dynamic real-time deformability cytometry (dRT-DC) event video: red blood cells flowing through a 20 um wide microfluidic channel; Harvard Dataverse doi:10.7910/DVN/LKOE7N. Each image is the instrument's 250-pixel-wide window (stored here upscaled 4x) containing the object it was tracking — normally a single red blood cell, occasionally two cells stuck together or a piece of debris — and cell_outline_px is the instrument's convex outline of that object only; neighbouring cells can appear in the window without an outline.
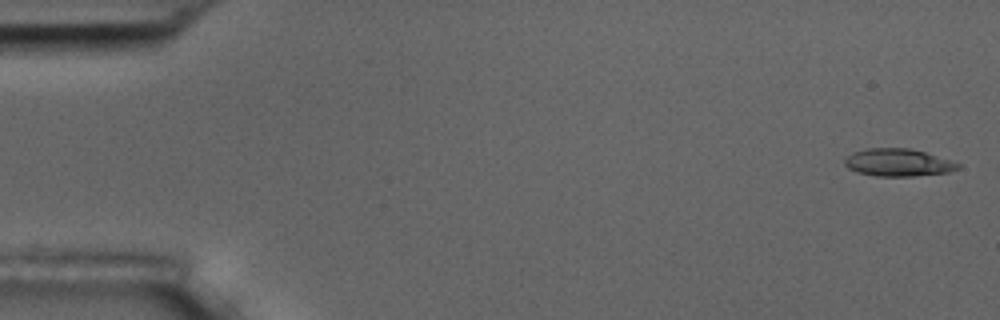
{"species": "common noctule bat (a hibernating species)", "species_latin": "Nyctalus noctula", "temperature_condition": "room temperature", "stored_images_in_passage": 15, "camera_frame_rate_fps": 3000, "um_per_image_px": 0.085, "animal": {"sex": "male", "body_mass_g": 17.5, "forearm_length_mm": 52.3}, "frame": {"image": 1, "passage_image": 1, "time_ms": 0.0, "image_size_px": [1000, 320], "cell_outline_px": [[960, 168], [948, 172], [912, 176], [876, 176], [856, 172], [848, 168], [844, 164], [844, 160], [852, 152], [868, 148], [912, 148], [960, 164]], "centroid_in_image_um": [76.29, 13.81], "position_along_channel_um": 8.7, "area_um2": 18.03}}
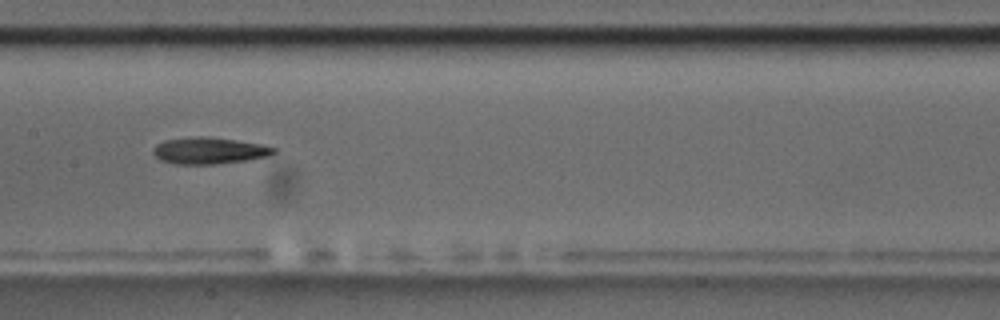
{"frame": {"image": 2, "passage_image": 8, "time_ms": 8.667, "image_size_px": [1000, 320], "cell_outline_px": [[276, 152], [268, 156], [244, 160], [216, 164], [176, 164], [160, 160], [152, 152], [152, 148], [156, 144], [164, 140], [196, 136], [208, 136], [236, 140], [260, 144], [276, 148]], "centroid_in_image_um": [17.74, 12.8], "position_along_channel_um": 189.7, "area_um2": 18.67}}
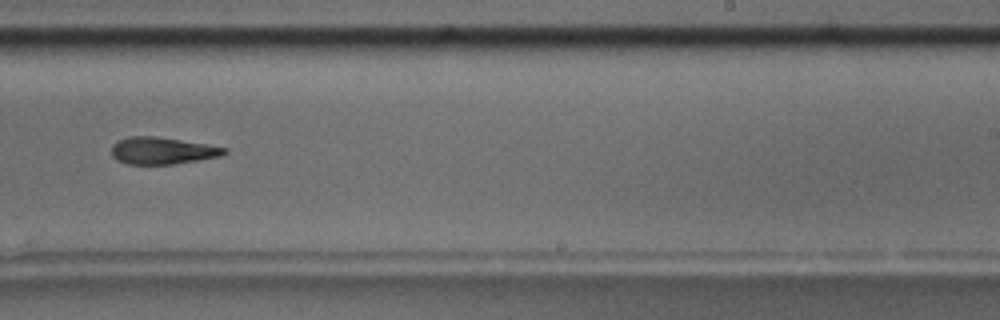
{"frame": {"image": 3, "passage_image": 10, "time_ms": 11.0, "image_size_px": [1000, 320], "cell_outline_px": [[228, 152], [220, 156], [172, 164], [128, 164], [116, 160], [112, 156], [112, 144], [116, 140], [128, 136], [152, 136], [208, 144], [228, 148]], "centroid_in_image_um": [13.76, 12.8], "position_along_channel_um": 275.2, "area_um2": 17.74}, "authors_computed_cell_mechanics": {"area_um2": 18.3226, "velocity_mm_per_s": 3.6819, "shape_relaxation_time_tau1_ms": 5.5285, "shape_relaxation_time_tau2_ms": 6.0265, "deformation_change_tau1": 0.1626, "deformation_change_tau2": 0.1684}}